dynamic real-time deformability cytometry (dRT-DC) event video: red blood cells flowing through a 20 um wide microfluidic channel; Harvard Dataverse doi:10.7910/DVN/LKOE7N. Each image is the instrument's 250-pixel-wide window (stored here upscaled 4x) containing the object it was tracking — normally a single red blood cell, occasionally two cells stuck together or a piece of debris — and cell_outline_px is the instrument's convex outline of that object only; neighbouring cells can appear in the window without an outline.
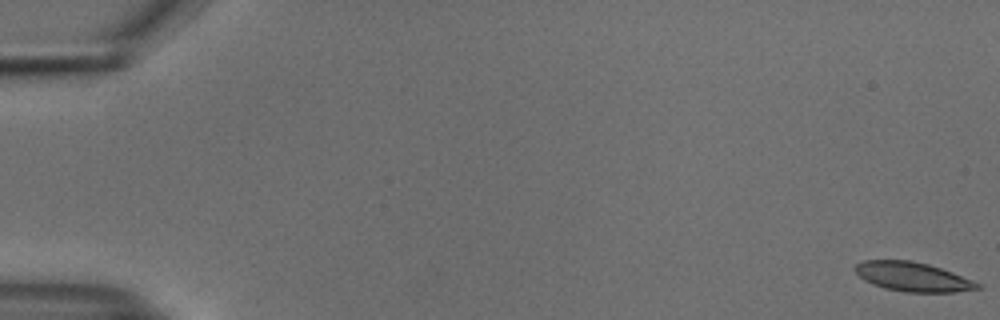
{"species": "common noctule bat (a hibernating species)", "species_latin": "Nyctalus noctula", "temperature_condition": "cold", "stored_images_in_passage": 55, "camera_frame_rate_fps": 3000, "um_per_image_px": 0.085, "animal": {"sex": "male", "body_mass_g": 18.8}, "frame": {"image": 1, "passage_image": 1, "time_ms": 0.0, "image_size_px": [1000, 320], "cell_outline_px": [[980, 288], [956, 292], [904, 292], [884, 288], [872, 284], [864, 280], [852, 268], [856, 264], [864, 260], [912, 260], [928, 264], [952, 272], [972, 280], [980, 284]], "centroid_in_image_um": [77.54, 23.52], "position_along_channel_um": 7.5, "area_um2": 20.81}}
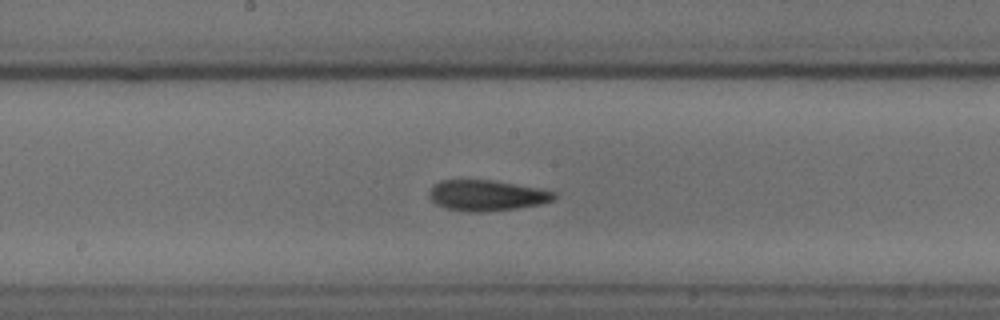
{"frame": {"image": 2, "passage_image": 30, "time_ms": 9.667, "image_size_px": [1000, 320], "cell_outline_px": [[556, 196], [552, 200], [540, 204], [516, 208], [484, 212], [468, 212], [444, 208], [436, 204], [428, 196], [428, 192], [432, 184], [440, 180], [492, 180], [536, 188], [556, 192]], "centroid_in_image_um": [41.29, 16.61], "position_along_channel_um": 206.9, "area_um2": 22.37}}
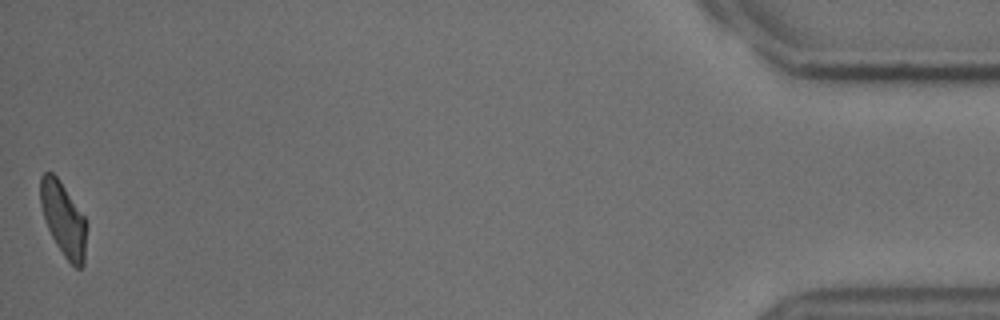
{"frame": {"image": 3, "passage_image": 55, "time_ms": 18.0, "image_size_px": [1000, 320], "cell_outline_px": [[88, 224], [84, 264], [80, 268], [76, 268], [64, 256], [56, 244], [48, 228], [40, 204], [40, 176], [44, 172], [52, 172], [56, 176], [84, 216]], "centroid_in_image_um": [5.41, 18.65], "position_along_channel_um": 429.8, "area_um2": 19.77}, "authors_computed_cell_mechanics": {"area_um2": 21.5016, "velocity_mm_per_s": 3.7262, "shape_relaxation_time_tau1_ms": 10.4318, "shape_relaxation_time_tau2_ms": 6.574, "deformation_change_tau1": 0.1815, "deformation_change_tau2": 0.1213}}